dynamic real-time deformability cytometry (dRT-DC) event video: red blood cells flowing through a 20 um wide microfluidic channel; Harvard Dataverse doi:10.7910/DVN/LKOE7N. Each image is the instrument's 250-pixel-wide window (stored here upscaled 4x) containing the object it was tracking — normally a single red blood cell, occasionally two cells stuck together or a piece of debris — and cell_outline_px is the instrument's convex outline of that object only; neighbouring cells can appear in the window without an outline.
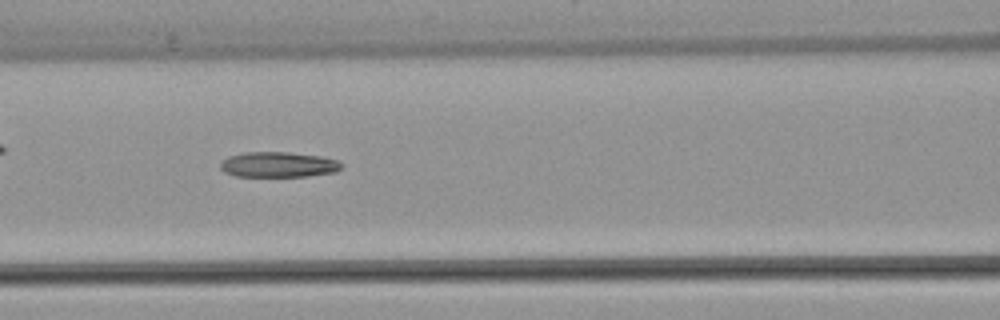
{"species": "common noctule bat (a hibernating species)", "species_latin": "Nyctalus noctula", "temperature_condition": "warm", "stored_images_in_passage": 51, "camera_frame_rate_fps": 3000, "um_per_image_px": 0.085, "animal": {"sex": "female", "body_mass_g": 22.7, "forearm_length_mm": 54.2}, "frame": {"image": 1, "passage_image": 22, "time_ms": 7.0, "image_size_px": [1000, 320], "cell_outline_px": [[344, 164], [336, 172], [308, 176], [236, 176], [224, 172], [220, 168], [220, 164], [228, 156], [244, 152], [288, 152], [320, 156], [340, 160]], "centroid_in_image_um": [23.69, 13.98], "position_along_channel_um": 142.9, "area_um2": 17.98}}
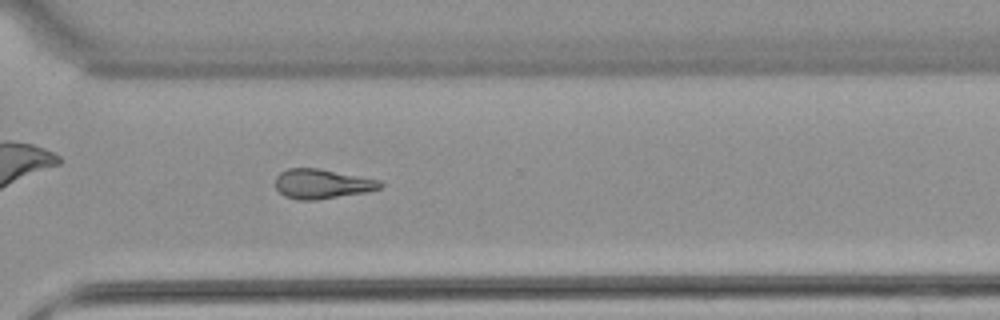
{"frame": {"image": 2, "passage_image": 37, "time_ms": 12.0, "image_size_px": [1000, 320], "cell_outline_px": [[384, 184], [380, 188], [368, 192], [316, 200], [296, 200], [284, 196], [276, 188], [276, 176], [280, 172], [288, 168], [316, 168], [380, 180]], "centroid_in_image_um": [27.36, 15.64], "position_along_channel_um": 343.2, "area_um2": 18.09}}